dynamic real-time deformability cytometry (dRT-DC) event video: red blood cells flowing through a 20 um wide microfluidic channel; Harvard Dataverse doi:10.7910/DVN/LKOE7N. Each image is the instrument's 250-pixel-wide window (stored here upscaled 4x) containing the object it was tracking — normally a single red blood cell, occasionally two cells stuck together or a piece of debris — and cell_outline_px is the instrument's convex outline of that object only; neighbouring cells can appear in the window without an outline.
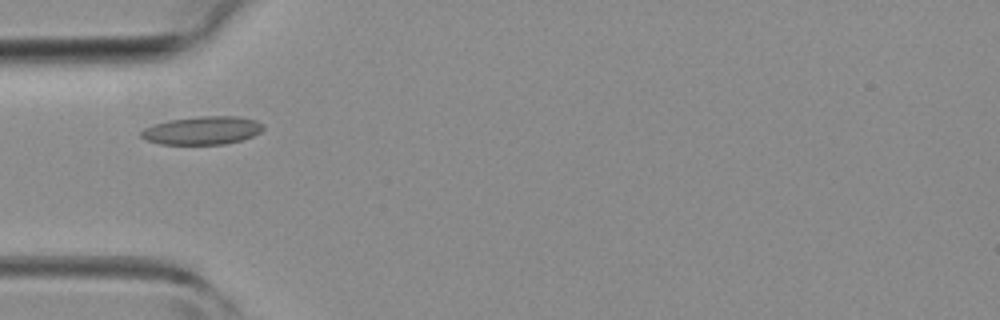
{"species": "common noctule bat (a hibernating species)", "species_latin": "Nyctalus noctula", "temperature_condition": "room temperature", "stored_images_in_passage": 2, "camera_frame_rate_fps": 3000, "um_per_image_px": 0.085, "animal": {"sex": "female", "body_mass_g": 19.3, "forearm_length_mm": 54.1}, "frame": {"image": 1, "passage_image": 2, "time_ms": 1.0, "image_size_px": [1000, 320], "cell_outline_px": [[264, 128], [260, 132], [252, 136], [240, 140], [224, 144], [160, 144], [144, 140], [140, 136], [140, 132], [144, 128], [168, 120], [200, 116], [240, 116], [256, 120], [264, 124]], "centroid_in_image_um": [17.2, 11.08], "position_along_channel_um": 67.8, "area_um2": 20.11}}